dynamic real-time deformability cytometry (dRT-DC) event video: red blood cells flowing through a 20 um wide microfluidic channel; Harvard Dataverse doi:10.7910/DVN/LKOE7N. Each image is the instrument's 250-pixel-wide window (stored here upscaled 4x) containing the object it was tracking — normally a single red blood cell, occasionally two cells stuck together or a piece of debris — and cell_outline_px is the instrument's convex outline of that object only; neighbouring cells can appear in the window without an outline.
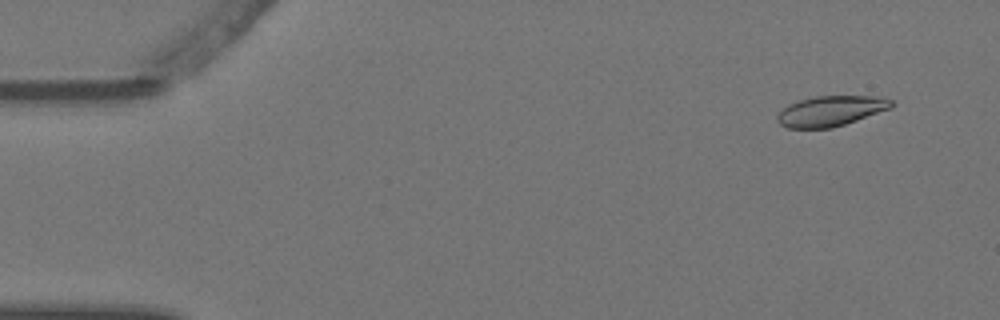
{"species": "Egyptian fruit bat (a non-hibernating species)", "species_latin": "Rousettus aegyptiacus", "temperature_condition": "warm", "stored_images_in_passage": 6, "camera_frame_rate_fps": 3000, "um_per_image_px": 0.085, "animal": {"sex": "female"}, "frame": {"image": 1, "passage_image": 2, "time_ms": 0.333, "image_size_px": [1000, 320], "cell_outline_px": [[892, 108], [832, 128], [788, 128], [780, 124], [776, 120], [776, 116], [788, 104], [800, 100], [816, 96], [880, 96], [892, 100]], "centroid_in_image_um": [70.61, 9.43], "position_along_channel_um": 14.4, "area_um2": 20.06}}
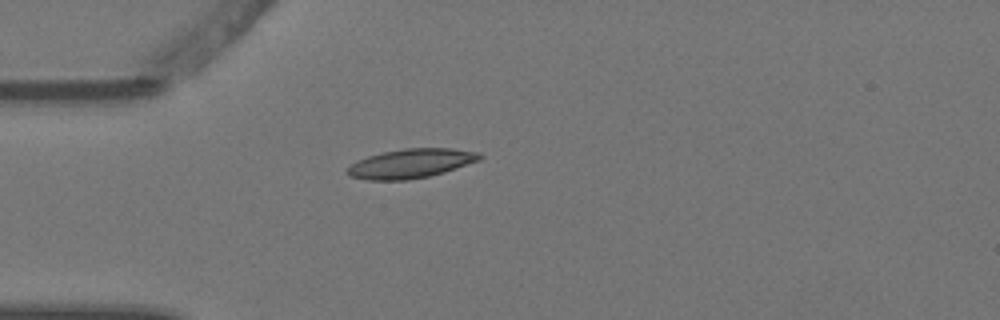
{"frame": {"image": 2, "passage_image": 5, "time_ms": 1.333, "image_size_px": [1000, 320], "cell_outline_px": [[484, 156], [480, 160], [444, 172], [428, 176], [408, 180], [368, 180], [348, 176], [344, 172], [352, 164], [368, 156], [384, 152], [404, 148], [452, 148], [480, 152]], "centroid_in_image_um": [34.95, 13.89], "position_along_channel_um": 50.1, "area_um2": 22.54}}